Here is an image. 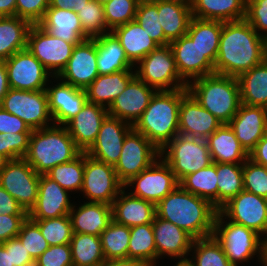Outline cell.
I'll list each match as a JSON object with an SVG mask.
<instances>
[{
    "mask_svg": "<svg viewBox=\"0 0 267 266\" xmlns=\"http://www.w3.org/2000/svg\"><path fill=\"white\" fill-rule=\"evenodd\" d=\"M267 58V40L245 20L223 22L214 72L238 77Z\"/></svg>",
    "mask_w": 267,
    "mask_h": 266,
    "instance_id": "1",
    "label": "cell"
},
{
    "mask_svg": "<svg viewBox=\"0 0 267 266\" xmlns=\"http://www.w3.org/2000/svg\"><path fill=\"white\" fill-rule=\"evenodd\" d=\"M156 216L185 230L194 239L214 234L218 209L180 185L155 205Z\"/></svg>",
    "mask_w": 267,
    "mask_h": 266,
    "instance_id": "2",
    "label": "cell"
},
{
    "mask_svg": "<svg viewBox=\"0 0 267 266\" xmlns=\"http://www.w3.org/2000/svg\"><path fill=\"white\" fill-rule=\"evenodd\" d=\"M188 93L187 88L156 91L133 129L162 150L179 134V107Z\"/></svg>",
    "mask_w": 267,
    "mask_h": 266,
    "instance_id": "3",
    "label": "cell"
},
{
    "mask_svg": "<svg viewBox=\"0 0 267 266\" xmlns=\"http://www.w3.org/2000/svg\"><path fill=\"white\" fill-rule=\"evenodd\" d=\"M81 153L65 126L52 125L32 131L24 159L39 175H45L56 165L70 162Z\"/></svg>",
    "mask_w": 267,
    "mask_h": 266,
    "instance_id": "4",
    "label": "cell"
},
{
    "mask_svg": "<svg viewBox=\"0 0 267 266\" xmlns=\"http://www.w3.org/2000/svg\"><path fill=\"white\" fill-rule=\"evenodd\" d=\"M187 89L222 124H228L241 105L237 77L214 73L191 81Z\"/></svg>",
    "mask_w": 267,
    "mask_h": 266,
    "instance_id": "5",
    "label": "cell"
},
{
    "mask_svg": "<svg viewBox=\"0 0 267 266\" xmlns=\"http://www.w3.org/2000/svg\"><path fill=\"white\" fill-rule=\"evenodd\" d=\"M213 235L222 244L225 255L233 266L247 263L255 255L261 263L264 239L255 231L226 220L219 211L215 218Z\"/></svg>",
    "mask_w": 267,
    "mask_h": 266,
    "instance_id": "6",
    "label": "cell"
},
{
    "mask_svg": "<svg viewBox=\"0 0 267 266\" xmlns=\"http://www.w3.org/2000/svg\"><path fill=\"white\" fill-rule=\"evenodd\" d=\"M160 157L171 167L178 182L213 163L206 140L181 134L160 150Z\"/></svg>",
    "mask_w": 267,
    "mask_h": 266,
    "instance_id": "7",
    "label": "cell"
},
{
    "mask_svg": "<svg viewBox=\"0 0 267 266\" xmlns=\"http://www.w3.org/2000/svg\"><path fill=\"white\" fill-rule=\"evenodd\" d=\"M135 67V75L157 91L187 88L188 84L178 73L170 45L158 46Z\"/></svg>",
    "mask_w": 267,
    "mask_h": 266,
    "instance_id": "8",
    "label": "cell"
},
{
    "mask_svg": "<svg viewBox=\"0 0 267 266\" xmlns=\"http://www.w3.org/2000/svg\"><path fill=\"white\" fill-rule=\"evenodd\" d=\"M0 106L19 117L32 129L54 125L46 89L39 91L9 89Z\"/></svg>",
    "mask_w": 267,
    "mask_h": 266,
    "instance_id": "9",
    "label": "cell"
},
{
    "mask_svg": "<svg viewBox=\"0 0 267 266\" xmlns=\"http://www.w3.org/2000/svg\"><path fill=\"white\" fill-rule=\"evenodd\" d=\"M123 188L113 165L94 159L84 152V177L80 192L88 202L112 205Z\"/></svg>",
    "mask_w": 267,
    "mask_h": 266,
    "instance_id": "10",
    "label": "cell"
},
{
    "mask_svg": "<svg viewBox=\"0 0 267 266\" xmlns=\"http://www.w3.org/2000/svg\"><path fill=\"white\" fill-rule=\"evenodd\" d=\"M178 186L174 172L160 156L148 168L124 184L125 189L131 190V195L155 205Z\"/></svg>",
    "mask_w": 267,
    "mask_h": 266,
    "instance_id": "11",
    "label": "cell"
},
{
    "mask_svg": "<svg viewBox=\"0 0 267 266\" xmlns=\"http://www.w3.org/2000/svg\"><path fill=\"white\" fill-rule=\"evenodd\" d=\"M40 175L24 159L9 160L0 172V185L27 213L35 205Z\"/></svg>",
    "mask_w": 267,
    "mask_h": 266,
    "instance_id": "12",
    "label": "cell"
},
{
    "mask_svg": "<svg viewBox=\"0 0 267 266\" xmlns=\"http://www.w3.org/2000/svg\"><path fill=\"white\" fill-rule=\"evenodd\" d=\"M159 156L160 150L142 133L132 129L124 139L119 161L114 166L118 180L124 185L148 168Z\"/></svg>",
    "mask_w": 267,
    "mask_h": 266,
    "instance_id": "13",
    "label": "cell"
},
{
    "mask_svg": "<svg viewBox=\"0 0 267 266\" xmlns=\"http://www.w3.org/2000/svg\"><path fill=\"white\" fill-rule=\"evenodd\" d=\"M5 64L11 89L44 90L48 84H51V80H54L53 75L28 48L14 53L5 61Z\"/></svg>",
    "mask_w": 267,
    "mask_h": 266,
    "instance_id": "14",
    "label": "cell"
},
{
    "mask_svg": "<svg viewBox=\"0 0 267 266\" xmlns=\"http://www.w3.org/2000/svg\"><path fill=\"white\" fill-rule=\"evenodd\" d=\"M74 46L73 43L52 36L38 24L32 25L28 33V50L53 77H57L66 67Z\"/></svg>",
    "mask_w": 267,
    "mask_h": 266,
    "instance_id": "15",
    "label": "cell"
},
{
    "mask_svg": "<svg viewBox=\"0 0 267 266\" xmlns=\"http://www.w3.org/2000/svg\"><path fill=\"white\" fill-rule=\"evenodd\" d=\"M227 220L267 239V199L242 190L218 210ZM265 236V237H264Z\"/></svg>",
    "mask_w": 267,
    "mask_h": 266,
    "instance_id": "16",
    "label": "cell"
},
{
    "mask_svg": "<svg viewBox=\"0 0 267 266\" xmlns=\"http://www.w3.org/2000/svg\"><path fill=\"white\" fill-rule=\"evenodd\" d=\"M98 76L96 39L93 38L74 46L66 67L57 77L85 90Z\"/></svg>",
    "mask_w": 267,
    "mask_h": 266,
    "instance_id": "17",
    "label": "cell"
},
{
    "mask_svg": "<svg viewBox=\"0 0 267 266\" xmlns=\"http://www.w3.org/2000/svg\"><path fill=\"white\" fill-rule=\"evenodd\" d=\"M157 90L148 86L136 75L111 103L108 115L121 119L132 126L140 118Z\"/></svg>",
    "mask_w": 267,
    "mask_h": 266,
    "instance_id": "18",
    "label": "cell"
},
{
    "mask_svg": "<svg viewBox=\"0 0 267 266\" xmlns=\"http://www.w3.org/2000/svg\"><path fill=\"white\" fill-rule=\"evenodd\" d=\"M132 129L131 124L107 115L96 141L86 153L94 159L115 166L119 161L124 139Z\"/></svg>",
    "mask_w": 267,
    "mask_h": 266,
    "instance_id": "19",
    "label": "cell"
},
{
    "mask_svg": "<svg viewBox=\"0 0 267 266\" xmlns=\"http://www.w3.org/2000/svg\"><path fill=\"white\" fill-rule=\"evenodd\" d=\"M54 79L52 84H56L46 86L49 111L54 125L65 126L86 104L87 95L84 89L64 83L58 77Z\"/></svg>",
    "mask_w": 267,
    "mask_h": 266,
    "instance_id": "20",
    "label": "cell"
},
{
    "mask_svg": "<svg viewBox=\"0 0 267 266\" xmlns=\"http://www.w3.org/2000/svg\"><path fill=\"white\" fill-rule=\"evenodd\" d=\"M180 77L189 84L191 81L214 74V64L202 53L192 39L185 34L170 42Z\"/></svg>",
    "mask_w": 267,
    "mask_h": 266,
    "instance_id": "21",
    "label": "cell"
},
{
    "mask_svg": "<svg viewBox=\"0 0 267 266\" xmlns=\"http://www.w3.org/2000/svg\"><path fill=\"white\" fill-rule=\"evenodd\" d=\"M70 193L46 175H40L35 205L27 213L32 220L69 215L73 203Z\"/></svg>",
    "mask_w": 267,
    "mask_h": 266,
    "instance_id": "22",
    "label": "cell"
},
{
    "mask_svg": "<svg viewBox=\"0 0 267 266\" xmlns=\"http://www.w3.org/2000/svg\"><path fill=\"white\" fill-rule=\"evenodd\" d=\"M228 125L241 146L249 154L267 133V111L262 106L241 103L237 113Z\"/></svg>",
    "mask_w": 267,
    "mask_h": 266,
    "instance_id": "23",
    "label": "cell"
},
{
    "mask_svg": "<svg viewBox=\"0 0 267 266\" xmlns=\"http://www.w3.org/2000/svg\"><path fill=\"white\" fill-rule=\"evenodd\" d=\"M179 134L206 140L222 123L188 93L179 107Z\"/></svg>",
    "mask_w": 267,
    "mask_h": 266,
    "instance_id": "24",
    "label": "cell"
},
{
    "mask_svg": "<svg viewBox=\"0 0 267 266\" xmlns=\"http://www.w3.org/2000/svg\"><path fill=\"white\" fill-rule=\"evenodd\" d=\"M157 260L170 257L172 260L188 259L194 238L173 223L155 216L153 223Z\"/></svg>",
    "mask_w": 267,
    "mask_h": 266,
    "instance_id": "25",
    "label": "cell"
},
{
    "mask_svg": "<svg viewBox=\"0 0 267 266\" xmlns=\"http://www.w3.org/2000/svg\"><path fill=\"white\" fill-rule=\"evenodd\" d=\"M107 115L105 107L87 101L81 111L65 125L82 152H87L94 144Z\"/></svg>",
    "mask_w": 267,
    "mask_h": 266,
    "instance_id": "26",
    "label": "cell"
},
{
    "mask_svg": "<svg viewBox=\"0 0 267 266\" xmlns=\"http://www.w3.org/2000/svg\"><path fill=\"white\" fill-rule=\"evenodd\" d=\"M125 190L123 188L120 191L111 205L113 220L127 227L153 223L156 216L155 204Z\"/></svg>",
    "mask_w": 267,
    "mask_h": 266,
    "instance_id": "27",
    "label": "cell"
},
{
    "mask_svg": "<svg viewBox=\"0 0 267 266\" xmlns=\"http://www.w3.org/2000/svg\"><path fill=\"white\" fill-rule=\"evenodd\" d=\"M69 216L73 233L95 236H100L113 220L111 205L88 201H84L77 208L76 204H73Z\"/></svg>",
    "mask_w": 267,
    "mask_h": 266,
    "instance_id": "28",
    "label": "cell"
},
{
    "mask_svg": "<svg viewBox=\"0 0 267 266\" xmlns=\"http://www.w3.org/2000/svg\"><path fill=\"white\" fill-rule=\"evenodd\" d=\"M38 25L52 36L74 45L88 39L84 35L77 13L73 10L48 8Z\"/></svg>",
    "mask_w": 267,
    "mask_h": 266,
    "instance_id": "29",
    "label": "cell"
},
{
    "mask_svg": "<svg viewBox=\"0 0 267 266\" xmlns=\"http://www.w3.org/2000/svg\"><path fill=\"white\" fill-rule=\"evenodd\" d=\"M206 141L214 163L243 164L249 158L228 124H222Z\"/></svg>",
    "mask_w": 267,
    "mask_h": 266,
    "instance_id": "30",
    "label": "cell"
},
{
    "mask_svg": "<svg viewBox=\"0 0 267 266\" xmlns=\"http://www.w3.org/2000/svg\"><path fill=\"white\" fill-rule=\"evenodd\" d=\"M111 32L134 65L159 46L136 20L117 26Z\"/></svg>",
    "mask_w": 267,
    "mask_h": 266,
    "instance_id": "31",
    "label": "cell"
},
{
    "mask_svg": "<svg viewBox=\"0 0 267 266\" xmlns=\"http://www.w3.org/2000/svg\"><path fill=\"white\" fill-rule=\"evenodd\" d=\"M134 76L135 70H122L112 74L99 75L85 89L87 101L108 109Z\"/></svg>",
    "mask_w": 267,
    "mask_h": 266,
    "instance_id": "32",
    "label": "cell"
},
{
    "mask_svg": "<svg viewBox=\"0 0 267 266\" xmlns=\"http://www.w3.org/2000/svg\"><path fill=\"white\" fill-rule=\"evenodd\" d=\"M95 39L99 75L112 74L122 70H134L135 65L128 59L120 41L112 32Z\"/></svg>",
    "mask_w": 267,
    "mask_h": 266,
    "instance_id": "33",
    "label": "cell"
},
{
    "mask_svg": "<svg viewBox=\"0 0 267 266\" xmlns=\"http://www.w3.org/2000/svg\"><path fill=\"white\" fill-rule=\"evenodd\" d=\"M160 25L165 38L172 42L184 36L192 19L191 5L179 1H158Z\"/></svg>",
    "mask_w": 267,
    "mask_h": 266,
    "instance_id": "34",
    "label": "cell"
},
{
    "mask_svg": "<svg viewBox=\"0 0 267 266\" xmlns=\"http://www.w3.org/2000/svg\"><path fill=\"white\" fill-rule=\"evenodd\" d=\"M192 17L222 22L245 19L246 0H192Z\"/></svg>",
    "mask_w": 267,
    "mask_h": 266,
    "instance_id": "35",
    "label": "cell"
},
{
    "mask_svg": "<svg viewBox=\"0 0 267 266\" xmlns=\"http://www.w3.org/2000/svg\"><path fill=\"white\" fill-rule=\"evenodd\" d=\"M32 24L17 16L0 17V60L6 61L17 51L27 48Z\"/></svg>",
    "mask_w": 267,
    "mask_h": 266,
    "instance_id": "36",
    "label": "cell"
},
{
    "mask_svg": "<svg viewBox=\"0 0 267 266\" xmlns=\"http://www.w3.org/2000/svg\"><path fill=\"white\" fill-rule=\"evenodd\" d=\"M241 103L267 107V58L237 77Z\"/></svg>",
    "mask_w": 267,
    "mask_h": 266,
    "instance_id": "37",
    "label": "cell"
},
{
    "mask_svg": "<svg viewBox=\"0 0 267 266\" xmlns=\"http://www.w3.org/2000/svg\"><path fill=\"white\" fill-rule=\"evenodd\" d=\"M222 28V21L192 17L186 33L213 64L217 58Z\"/></svg>",
    "mask_w": 267,
    "mask_h": 266,
    "instance_id": "38",
    "label": "cell"
},
{
    "mask_svg": "<svg viewBox=\"0 0 267 266\" xmlns=\"http://www.w3.org/2000/svg\"><path fill=\"white\" fill-rule=\"evenodd\" d=\"M217 184L216 163L214 162L204 169L188 174L179 182L185 191L207 199L218 209Z\"/></svg>",
    "mask_w": 267,
    "mask_h": 266,
    "instance_id": "39",
    "label": "cell"
},
{
    "mask_svg": "<svg viewBox=\"0 0 267 266\" xmlns=\"http://www.w3.org/2000/svg\"><path fill=\"white\" fill-rule=\"evenodd\" d=\"M127 258L142 261L147 266L157 265V249L152 223L130 227Z\"/></svg>",
    "mask_w": 267,
    "mask_h": 266,
    "instance_id": "40",
    "label": "cell"
},
{
    "mask_svg": "<svg viewBox=\"0 0 267 266\" xmlns=\"http://www.w3.org/2000/svg\"><path fill=\"white\" fill-rule=\"evenodd\" d=\"M70 247L74 266H98L105 260L100 236L73 233Z\"/></svg>",
    "mask_w": 267,
    "mask_h": 266,
    "instance_id": "41",
    "label": "cell"
},
{
    "mask_svg": "<svg viewBox=\"0 0 267 266\" xmlns=\"http://www.w3.org/2000/svg\"><path fill=\"white\" fill-rule=\"evenodd\" d=\"M218 210L244 190L243 164L216 163Z\"/></svg>",
    "mask_w": 267,
    "mask_h": 266,
    "instance_id": "42",
    "label": "cell"
},
{
    "mask_svg": "<svg viewBox=\"0 0 267 266\" xmlns=\"http://www.w3.org/2000/svg\"><path fill=\"white\" fill-rule=\"evenodd\" d=\"M190 256L192 257L189 260L195 266H233L225 255L222 244L214 235L194 239Z\"/></svg>",
    "mask_w": 267,
    "mask_h": 266,
    "instance_id": "43",
    "label": "cell"
},
{
    "mask_svg": "<svg viewBox=\"0 0 267 266\" xmlns=\"http://www.w3.org/2000/svg\"><path fill=\"white\" fill-rule=\"evenodd\" d=\"M100 239L106 260L127 258L130 227L112 220L108 227L100 234Z\"/></svg>",
    "mask_w": 267,
    "mask_h": 266,
    "instance_id": "44",
    "label": "cell"
},
{
    "mask_svg": "<svg viewBox=\"0 0 267 266\" xmlns=\"http://www.w3.org/2000/svg\"><path fill=\"white\" fill-rule=\"evenodd\" d=\"M45 175L57 182L70 194L72 192L80 193L84 177V152L70 162L56 165Z\"/></svg>",
    "mask_w": 267,
    "mask_h": 266,
    "instance_id": "45",
    "label": "cell"
},
{
    "mask_svg": "<svg viewBox=\"0 0 267 266\" xmlns=\"http://www.w3.org/2000/svg\"><path fill=\"white\" fill-rule=\"evenodd\" d=\"M84 35L93 39L111 32L106 25L104 6L90 0L77 12Z\"/></svg>",
    "mask_w": 267,
    "mask_h": 266,
    "instance_id": "46",
    "label": "cell"
},
{
    "mask_svg": "<svg viewBox=\"0 0 267 266\" xmlns=\"http://www.w3.org/2000/svg\"><path fill=\"white\" fill-rule=\"evenodd\" d=\"M158 16V2L148 0L139 2L135 20L159 46L169 45L170 42L165 38Z\"/></svg>",
    "mask_w": 267,
    "mask_h": 266,
    "instance_id": "47",
    "label": "cell"
},
{
    "mask_svg": "<svg viewBox=\"0 0 267 266\" xmlns=\"http://www.w3.org/2000/svg\"><path fill=\"white\" fill-rule=\"evenodd\" d=\"M34 221L50 246L70 244L73 230L69 215Z\"/></svg>",
    "mask_w": 267,
    "mask_h": 266,
    "instance_id": "48",
    "label": "cell"
},
{
    "mask_svg": "<svg viewBox=\"0 0 267 266\" xmlns=\"http://www.w3.org/2000/svg\"><path fill=\"white\" fill-rule=\"evenodd\" d=\"M140 1L110 0L105 3L103 6L107 28L112 31L117 26L134 21Z\"/></svg>",
    "mask_w": 267,
    "mask_h": 266,
    "instance_id": "49",
    "label": "cell"
},
{
    "mask_svg": "<svg viewBox=\"0 0 267 266\" xmlns=\"http://www.w3.org/2000/svg\"><path fill=\"white\" fill-rule=\"evenodd\" d=\"M17 237L34 260L50 246L41 234L38 224L28 216L23 221Z\"/></svg>",
    "mask_w": 267,
    "mask_h": 266,
    "instance_id": "50",
    "label": "cell"
},
{
    "mask_svg": "<svg viewBox=\"0 0 267 266\" xmlns=\"http://www.w3.org/2000/svg\"><path fill=\"white\" fill-rule=\"evenodd\" d=\"M244 190L267 199V167L248 158L243 163Z\"/></svg>",
    "mask_w": 267,
    "mask_h": 266,
    "instance_id": "51",
    "label": "cell"
},
{
    "mask_svg": "<svg viewBox=\"0 0 267 266\" xmlns=\"http://www.w3.org/2000/svg\"><path fill=\"white\" fill-rule=\"evenodd\" d=\"M32 132L0 133V154L8 160L24 158Z\"/></svg>",
    "mask_w": 267,
    "mask_h": 266,
    "instance_id": "52",
    "label": "cell"
},
{
    "mask_svg": "<svg viewBox=\"0 0 267 266\" xmlns=\"http://www.w3.org/2000/svg\"><path fill=\"white\" fill-rule=\"evenodd\" d=\"M245 20L267 40V0H246Z\"/></svg>",
    "mask_w": 267,
    "mask_h": 266,
    "instance_id": "53",
    "label": "cell"
},
{
    "mask_svg": "<svg viewBox=\"0 0 267 266\" xmlns=\"http://www.w3.org/2000/svg\"><path fill=\"white\" fill-rule=\"evenodd\" d=\"M35 266H74L70 244L49 246L35 260Z\"/></svg>",
    "mask_w": 267,
    "mask_h": 266,
    "instance_id": "54",
    "label": "cell"
},
{
    "mask_svg": "<svg viewBox=\"0 0 267 266\" xmlns=\"http://www.w3.org/2000/svg\"><path fill=\"white\" fill-rule=\"evenodd\" d=\"M49 8V0H16V16L38 24Z\"/></svg>",
    "mask_w": 267,
    "mask_h": 266,
    "instance_id": "55",
    "label": "cell"
},
{
    "mask_svg": "<svg viewBox=\"0 0 267 266\" xmlns=\"http://www.w3.org/2000/svg\"><path fill=\"white\" fill-rule=\"evenodd\" d=\"M1 245L6 250H10V259L13 266H35V260L18 237L11 238Z\"/></svg>",
    "mask_w": 267,
    "mask_h": 266,
    "instance_id": "56",
    "label": "cell"
},
{
    "mask_svg": "<svg viewBox=\"0 0 267 266\" xmlns=\"http://www.w3.org/2000/svg\"><path fill=\"white\" fill-rule=\"evenodd\" d=\"M28 215H0V244L17 237Z\"/></svg>",
    "mask_w": 267,
    "mask_h": 266,
    "instance_id": "57",
    "label": "cell"
},
{
    "mask_svg": "<svg viewBox=\"0 0 267 266\" xmlns=\"http://www.w3.org/2000/svg\"><path fill=\"white\" fill-rule=\"evenodd\" d=\"M33 130L19 117L0 106V133L32 132Z\"/></svg>",
    "mask_w": 267,
    "mask_h": 266,
    "instance_id": "58",
    "label": "cell"
},
{
    "mask_svg": "<svg viewBox=\"0 0 267 266\" xmlns=\"http://www.w3.org/2000/svg\"><path fill=\"white\" fill-rule=\"evenodd\" d=\"M0 215H28L18 202L1 185Z\"/></svg>",
    "mask_w": 267,
    "mask_h": 266,
    "instance_id": "59",
    "label": "cell"
},
{
    "mask_svg": "<svg viewBox=\"0 0 267 266\" xmlns=\"http://www.w3.org/2000/svg\"><path fill=\"white\" fill-rule=\"evenodd\" d=\"M249 158L255 163L267 167V133L256 144L255 148L249 153Z\"/></svg>",
    "mask_w": 267,
    "mask_h": 266,
    "instance_id": "60",
    "label": "cell"
},
{
    "mask_svg": "<svg viewBox=\"0 0 267 266\" xmlns=\"http://www.w3.org/2000/svg\"><path fill=\"white\" fill-rule=\"evenodd\" d=\"M90 0H49V8L73 10L76 13Z\"/></svg>",
    "mask_w": 267,
    "mask_h": 266,
    "instance_id": "61",
    "label": "cell"
},
{
    "mask_svg": "<svg viewBox=\"0 0 267 266\" xmlns=\"http://www.w3.org/2000/svg\"><path fill=\"white\" fill-rule=\"evenodd\" d=\"M98 266H147L144 262L136 259H113V260H104Z\"/></svg>",
    "mask_w": 267,
    "mask_h": 266,
    "instance_id": "62",
    "label": "cell"
},
{
    "mask_svg": "<svg viewBox=\"0 0 267 266\" xmlns=\"http://www.w3.org/2000/svg\"><path fill=\"white\" fill-rule=\"evenodd\" d=\"M10 89L5 61L0 60V104Z\"/></svg>",
    "mask_w": 267,
    "mask_h": 266,
    "instance_id": "63",
    "label": "cell"
},
{
    "mask_svg": "<svg viewBox=\"0 0 267 266\" xmlns=\"http://www.w3.org/2000/svg\"><path fill=\"white\" fill-rule=\"evenodd\" d=\"M16 16V0H0V17Z\"/></svg>",
    "mask_w": 267,
    "mask_h": 266,
    "instance_id": "64",
    "label": "cell"
},
{
    "mask_svg": "<svg viewBox=\"0 0 267 266\" xmlns=\"http://www.w3.org/2000/svg\"><path fill=\"white\" fill-rule=\"evenodd\" d=\"M0 266H13L10 259V250L0 244Z\"/></svg>",
    "mask_w": 267,
    "mask_h": 266,
    "instance_id": "65",
    "label": "cell"
},
{
    "mask_svg": "<svg viewBox=\"0 0 267 266\" xmlns=\"http://www.w3.org/2000/svg\"><path fill=\"white\" fill-rule=\"evenodd\" d=\"M261 264H259V265L260 266H267V239L263 240Z\"/></svg>",
    "mask_w": 267,
    "mask_h": 266,
    "instance_id": "66",
    "label": "cell"
},
{
    "mask_svg": "<svg viewBox=\"0 0 267 266\" xmlns=\"http://www.w3.org/2000/svg\"><path fill=\"white\" fill-rule=\"evenodd\" d=\"M174 266H195L190 260L188 259H180Z\"/></svg>",
    "mask_w": 267,
    "mask_h": 266,
    "instance_id": "67",
    "label": "cell"
},
{
    "mask_svg": "<svg viewBox=\"0 0 267 266\" xmlns=\"http://www.w3.org/2000/svg\"><path fill=\"white\" fill-rule=\"evenodd\" d=\"M8 161L9 160L4 155L0 154V172L6 166Z\"/></svg>",
    "mask_w": 267,
    "mask_h": 266,
    "instance_id": "68",
    "label": "cell"
},
{
    "mask_svg": "<svg viewBox=\"0 0 267 266\" xmlns=\"http://www.w3.org/2000/svg\"><path fill=\"white\" fill-rule=\"evenodd\" d=\"M148 1L158 2V1H167V0H148ZM174 1H179V2L190 4V5L192 3V0H174Z\"/></svg>",
    "mask_w": 267,
    "mask_h": 266,
    "instance_id": "69",
    "label": "cell"
},
{
    "mask_svg": "<svg viewBox=\"0 0 267 266\" xmlns=\"http://www.w3.org/2000/svg\"><path fill=\"white\" fill-rule=\"evenodd\" d=\"M94 1L101 4V5H104L105 3H107L110 0H94Z\"/></svg>",
    "mask_w": 267,
    "mask_h": 266,
    "instance_id": "70",
    "label": "cell"
}]
</instances>
